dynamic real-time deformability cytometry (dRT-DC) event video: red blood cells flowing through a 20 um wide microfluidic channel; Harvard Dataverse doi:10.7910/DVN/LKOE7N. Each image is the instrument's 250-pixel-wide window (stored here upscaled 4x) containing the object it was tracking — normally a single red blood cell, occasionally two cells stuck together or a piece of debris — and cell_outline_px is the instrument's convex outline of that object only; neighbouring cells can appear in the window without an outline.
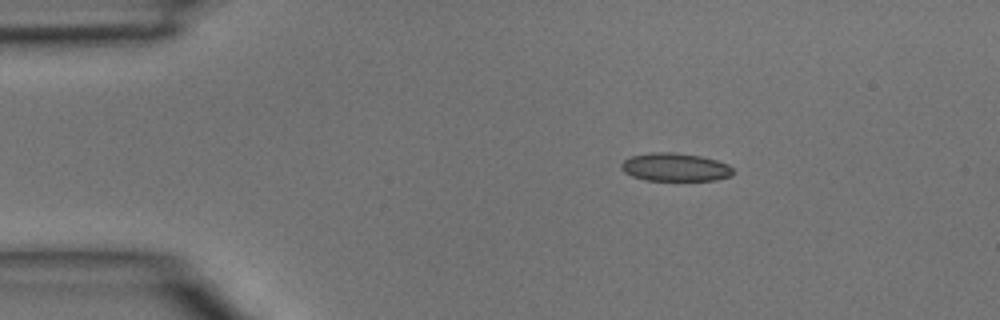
{"species": "common noctule bat (a hibernating species)", "species_latin": "Nyctalus noctula", "temperature_condition": "room temperature", "stored_images_in_passage": 3, "camera_frame_rate_fps": 3000, "um_per_image_px": 0.085, "animal": {"sex": "male", "body_mass_g": 15.6}, "frame": {"image": 1, "passage_image": 2, "time_ms": 0.333, "image_size_px": [1000, 320], "cell_outline_px": [[736, 172], [732, 176], [716, 180], [644, 180], [632, 176], [624, 172], [620, 168], [620, 164], [624, 160], [632, 156], [652, 152], [672, 152], [700, 156], [716, 160], [728, 164]], "centroid_in_image_um": [57.4, 14.21], "position_along_channel_um": 27.6, "area_um2": 18.44}}